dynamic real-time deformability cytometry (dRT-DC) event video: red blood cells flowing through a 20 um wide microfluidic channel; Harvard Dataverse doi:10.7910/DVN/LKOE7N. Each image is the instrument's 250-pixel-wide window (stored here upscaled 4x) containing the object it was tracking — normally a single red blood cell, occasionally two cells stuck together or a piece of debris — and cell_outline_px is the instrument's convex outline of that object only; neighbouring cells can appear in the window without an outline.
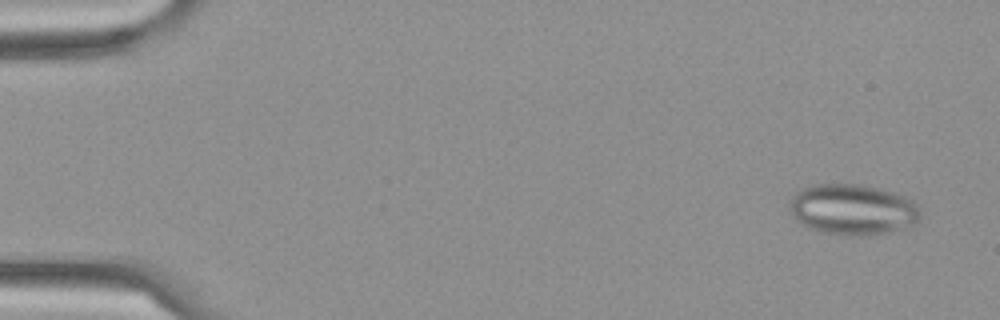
{"species": "Egyptian fruit bat (a non-hibernating species)", "species_latin": "Rousettus aegyptiacus", "temperature_condition": "cold", "stored_images_in_passage": 4, "camera_frame_rate_fps": 3000, "um_per_image_px": 0.085, "frame": {"image": 1, "passage_image": 1, "time_ms": 0.0, "image_size_px": [1000, 320], "cell_outline_px": [[920, 216], [912, 224], [904, 228], [888, 232], [864, 236], [848, 236], [824, 232], [812, 228], [796, 220], [788, 204], [792, 196], [800, 188], [816, 184], [860, 184], [892, 192], [904, 196], [912, 200], [916, 204], [920, 212]], "centroid_in_image_um": [72.46, 17.8], "position_along_channel_um": 12.5, "area_um2": 38.44}}